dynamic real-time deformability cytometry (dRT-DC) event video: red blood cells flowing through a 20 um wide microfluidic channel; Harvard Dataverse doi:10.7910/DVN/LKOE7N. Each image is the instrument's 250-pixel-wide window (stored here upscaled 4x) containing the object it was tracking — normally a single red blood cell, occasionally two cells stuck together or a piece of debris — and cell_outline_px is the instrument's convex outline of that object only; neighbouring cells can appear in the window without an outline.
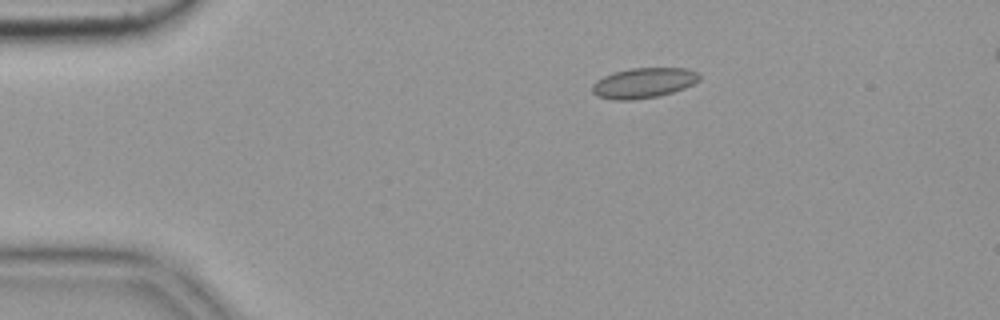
{"species": "common noctule bat (a hibernating species)", "species_latin": "Nyctalus noctula", "temperature_condition": "cold", "stored_images_in_passage": 56, "camera_frame_rate_fps": 3000, "um_per_image_px": 0.085, "animal": {"sex": "female", "body_mass_g": 19.9}, "frame": {"image": 1, "passage_image": 11, "time_ms": 3.333, "image_size_px": [1000, 320], "cell_outline_px": [[700, 80], [684, 88], [672, 92], [656, 96], [632, 100], [616, 100], [596, 96], [592, 92], [592, 84], [596, 80], [604, 76], [616, 72], [632, 68], [688, 68], [700, 72]], "centroid_in_image_um": [54.72, 7.04], "position_along_channel_um": 30.3, "area_um2": 18.84}}
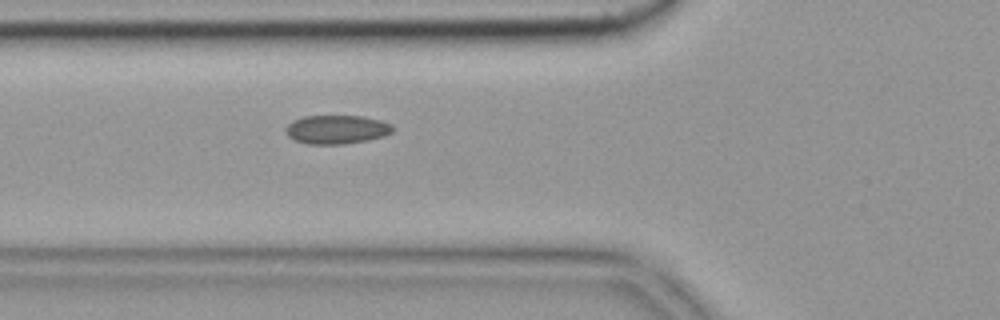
{"frame": {"image": 2, "passage_image": 21, "time_ms": 6.667, "image_size_px": [1000, 320], "cell_outline_px": [[396, 128], [392, 132], [384, 136], [368, 140], [344, 144], [308, 144], [296, 140], [288, 136], [284, 128], [292, 120], [304, 116], [364, 116], [380, 120], [392, 124]], "centroid_in_image_um": [28.64, 11.0], "position_along_channel_um": 97.2, "area_um2": 18.09}}
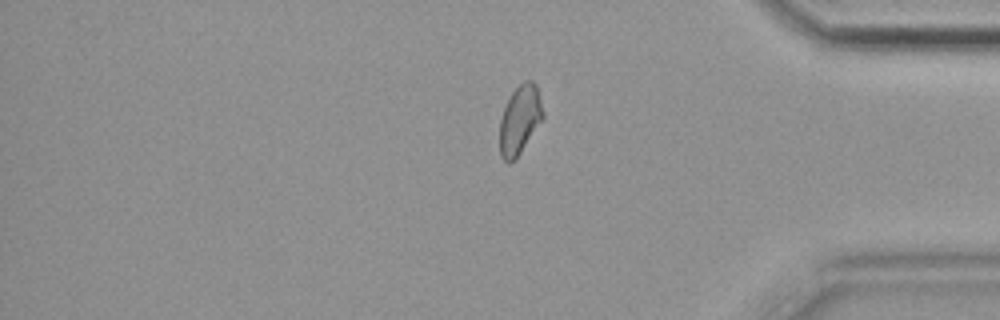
{"frame": {"image": 3, "passage_image": 47, "time_ms": 15.333, "image_size_px": [1000, 320], "cell_outline_px": [[544, 116], [516, 160], [508, 164], [500, 156], [500, 120], [504, 108], [512, 92], [524, 80], [532, 80], [536, 84], [544, 112]], "centroid_in_image_um": [44.18, 10.2], "position_along_channel_um": 391.0, "area_um2": 17.34}, "authors_computed_cell_mechanics": {"area_um2": 17.7735, "velocity_mm_per_s": 3.6222, "shape_relaxation_time_tau1_ms": null, "shape_relaxation_time_tau2_ms": 2.0495, "deformation_change_tau1": null, "deformation_change_tau2": 0.0782}}